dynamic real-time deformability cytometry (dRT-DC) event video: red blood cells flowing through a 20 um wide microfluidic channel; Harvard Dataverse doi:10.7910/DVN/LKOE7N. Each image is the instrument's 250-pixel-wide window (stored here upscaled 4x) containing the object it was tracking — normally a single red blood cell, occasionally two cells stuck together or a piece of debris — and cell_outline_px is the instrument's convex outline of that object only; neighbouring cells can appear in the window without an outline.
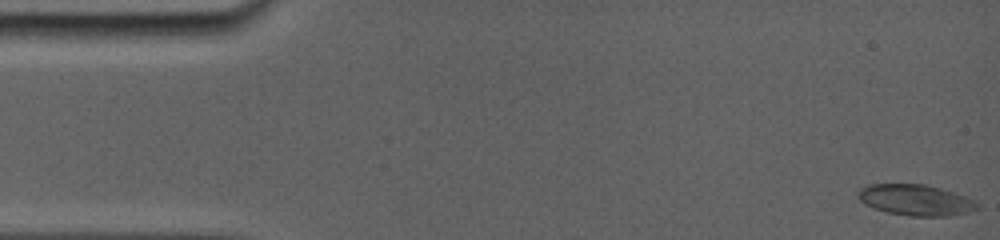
{"species": "common noctule bat (a hibernating species)", "species_latin": "Nyctalus noctula", "temperature_condition": "room temperature", "stored_images_in_passage": 33, "camera_frame_rate_fps": 5000, "um_per_image_px": 0.085, "animal": {"sex": "female", "body_mass_g": 19.0, "forearm_length_mm": 56.7}, "frame": {"image": 1, "passage_image": 1, "time_ms": 0.0, "image_size_px": [1000, 240], "cell_outline_px": [[980, 208], [968, 212], [948, 216], [908, 216], [888, 212], [872, 208], [864, 204], [856, 196], [860, 188], [872, 184], [924, 184], [976, 200], [980, 204]], "centroid_in_image_um": [77.81, 17.01], "position_along_channel_um": 7.2, "area_um2": 21.44}}
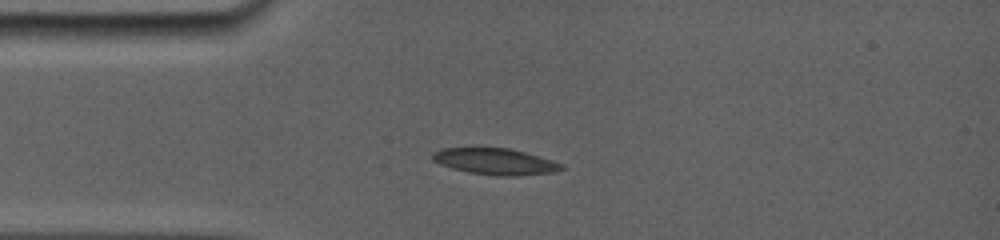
{"frame": {"image": 2, "passage_image": 28, "time_ms": 3.8, "image_size_px": [1000, 240], "cell_outline_px": [[564, 168], [552, 172], [516, 176], [496, 176], [468, 172], [452, 168], [440, 164], [432, 160], [432, 156], [436, 152], [444, 148], [508, 148], [524, 152], [560, 164]], "centroid_in_image_um": [42.04, 13.74], "position_along_channel_um": 43.0, "area_um2": 19.25}}